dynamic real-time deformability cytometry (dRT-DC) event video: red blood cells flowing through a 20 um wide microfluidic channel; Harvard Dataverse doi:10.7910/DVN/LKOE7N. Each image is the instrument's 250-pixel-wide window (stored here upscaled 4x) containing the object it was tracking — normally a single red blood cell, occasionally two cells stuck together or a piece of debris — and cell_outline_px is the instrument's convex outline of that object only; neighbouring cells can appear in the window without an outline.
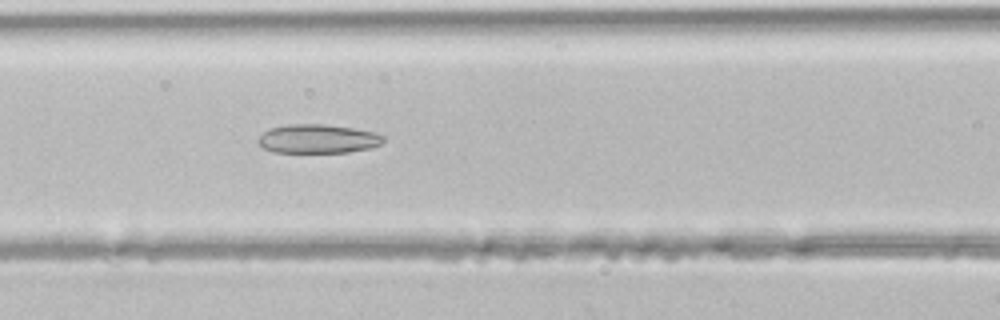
{"species": "common noctule bat (a hibernating species)", "species_latin": "Nyctalus noctula", "temperature_condition": "room temperature", "stored_images_in_passage": 32, "camera_frame_rate_fps": 3000, "um_per_image_px": 0.085, "animal": {"sex": "male", "body_mass_g": 21.5, "forearm_length_mm": 52.0}, "frame": {"image": 1, "passage_image": 7, "time_ms": 2.0, "image_size_px": [1000, 320], "cell_outline_px": [[384, 140], [380, 144], [372, 148], [348, 152], [272, 152], [264, 148], [256, 140], [264, 132], [272, 128], [284, 124], [324, 124], [352, 128], [376, 132], [384, 136]], "centroid_in_image_um": [27.03, 11.8], "position_along_channel_um": 139.6, "area_um2": 21.1}}
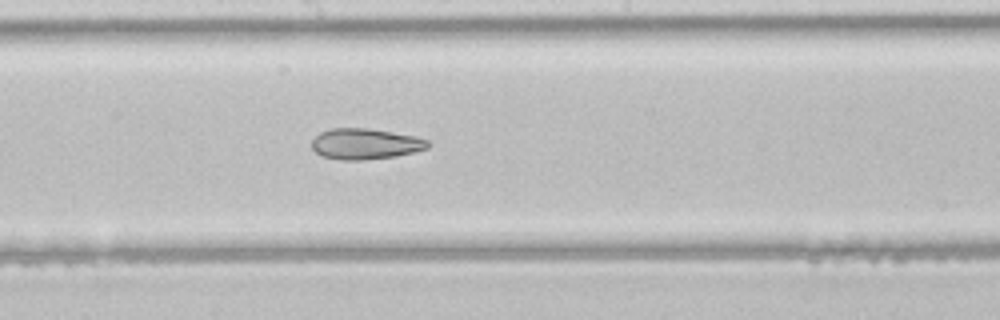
{"frame": {"image": 2, "passage_image": 12, "time_ms": 3.667, "image_size_px": [1000, 320], "cell_outline_px": [[432, 144], [428, 148], [396, 156], [364, 160], [340, 160], [320, 156], [312, 148], [312, 140], [320, 132], [332, 128], [368, 128], [416, 136], [428, 140]], "centroid_in_image_um": [31.05, 12.23], "position_along_channel_um": 217.2, "area_um2": 20.98}}
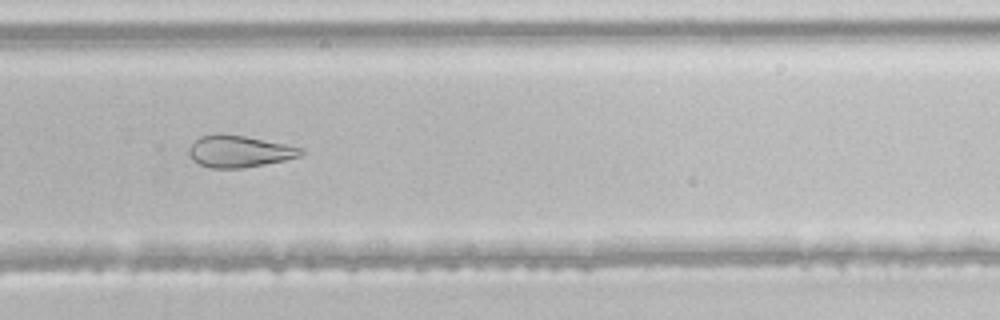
{"frame": {"image": 3, "passage_image": 18, "time_ms": 5.667, "image_size_px": [1000, 320], "cell_outline_px": [[304, 152], [300, 156], [284, 160], [244, 168], [208, 168], [192, 160], [188, 152], [188, 148], [200, 136], [220, 132], [244, 136], [304, 148]], "centroid_in_image_um": [20.3, 12.86], "position_along_channel_um": 309.5, "area_um2": 20.81}}